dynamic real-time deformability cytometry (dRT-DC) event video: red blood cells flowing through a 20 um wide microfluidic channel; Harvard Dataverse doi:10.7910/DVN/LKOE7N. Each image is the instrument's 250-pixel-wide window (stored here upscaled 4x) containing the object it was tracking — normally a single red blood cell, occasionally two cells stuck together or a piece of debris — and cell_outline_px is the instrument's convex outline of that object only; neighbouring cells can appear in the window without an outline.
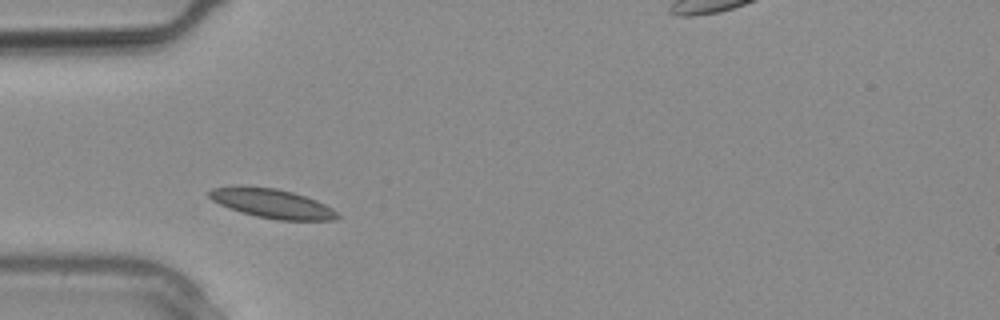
{"species": "common noctule bat (a hibernating species)", "species_latin": "Nyctalus noctula", "temperature_condition": "warm", "stored_images_in_passage": 6, "camera_frame_rate_fps": 3000, "um_per_image_px": 0.085, "animal": {"sex": "male", "body_mass_g": 20.4}, "frame": {"image": 1, "passage_image": 1, "time_ms": 0.0, "image_size_px": [1000, 320], "cell_outline_px": [[340, 216], [336, 220], [276, 220], [256, 216], [240, 212], [220, 204], [212, 200], [208, 196], [208, 192], [212, 188], [276, 188], [292, 192], [316, 200], [332, 208]], "centroid_in_image_um": [23.19, 17.34], "position_along_channel_um": 61.8, "area_um2": 21.15}}
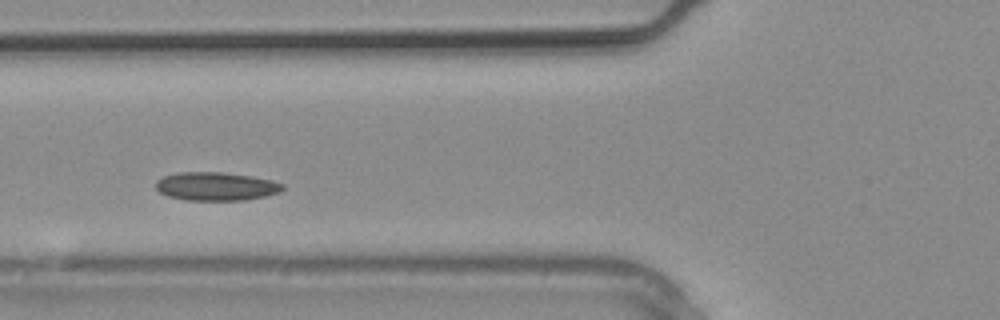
{"frame": {"image": 2, "passage_image": 3, "time_ms": 0.667, "image_size_px": [1000, 320], "cell_outline_px": [[284, 188], [280, 192], [264, 196], [244, 200], [184, 200], [168, 196], [160, 192], [156, 188], [156, 180], [164, 176], [180, 172], [224, 172], [252, 176], [272, 180], [284, 184]], "centroid_in_image_um": [18.37, 15.83], "position_along_channel_um": 107.4, "area_um2": 21.04}}